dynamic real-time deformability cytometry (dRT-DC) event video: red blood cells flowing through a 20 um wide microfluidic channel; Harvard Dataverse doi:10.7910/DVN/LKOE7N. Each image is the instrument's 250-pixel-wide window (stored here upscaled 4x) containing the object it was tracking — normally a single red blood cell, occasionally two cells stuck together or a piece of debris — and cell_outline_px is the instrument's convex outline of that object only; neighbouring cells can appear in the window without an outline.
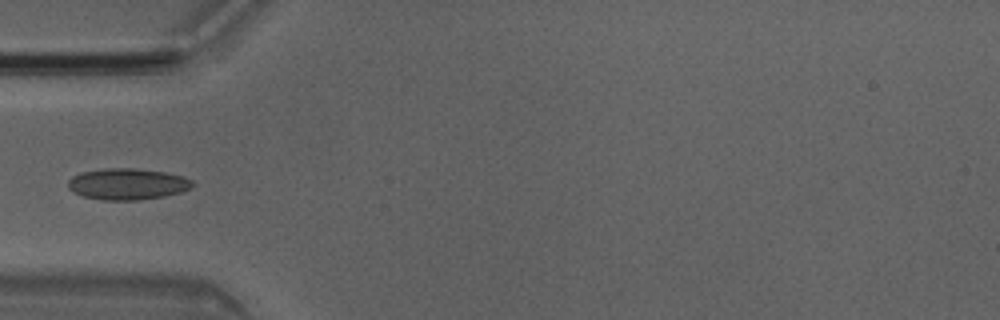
{"species": "Egyptian fruit bat (a non-hibernating species)", "species_latin": "Rousettus aegyptiacus", "temperature_condition": "room temperature", "stored_images_in_passage": 5, "camera_frame_rate_fps": 3000, "um_per_image_px": 0.085, "animal": {"sex": "male"}, "frame": {"image": 1, "passage_image": 4, "time_ms": 1.0, "image_size_px": [1000, 320], "cell_outline_px": [[196, 184], [192, 188], [180, 192], [164, 196], [140, 200], [104, 200], [84, 196], [72, 192], [68, 188], [68, 180], [72, 176], [80, 172], [100, 168], [136, 168], [164, 172], [184, 176], [192, 180]], "centroid_in_image_um": [10.84, 15.63], "position_along_channel_um": 74.2, "area_um2": 23.0}}